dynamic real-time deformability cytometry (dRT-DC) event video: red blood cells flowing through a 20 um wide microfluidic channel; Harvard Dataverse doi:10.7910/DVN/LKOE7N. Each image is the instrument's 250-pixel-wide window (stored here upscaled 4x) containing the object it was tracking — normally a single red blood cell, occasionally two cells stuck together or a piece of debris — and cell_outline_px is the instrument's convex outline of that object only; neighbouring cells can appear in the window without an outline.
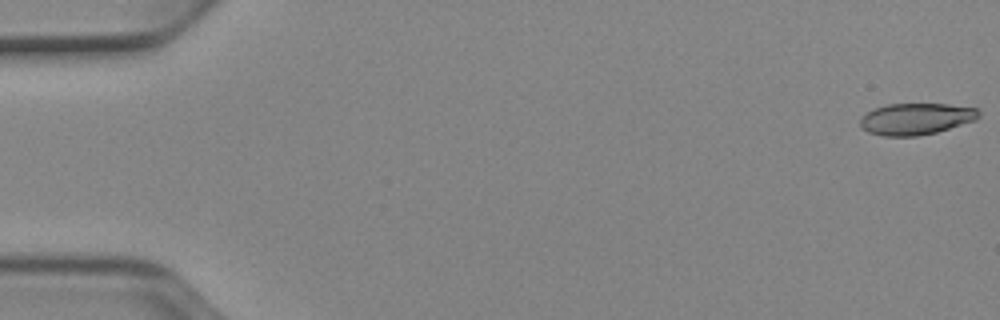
{"species": "Egyptian fruit bat (a non-hibernating species)", "species_latin": "Rousettus aegyptiacus", "temperature_condition": "cold", "stored_images_in_passage": 52, "camera_frame_rate_fps": 3000, "um_per_image_px": 0.085, "animal": {"sex": "female"}, "frame": {"image": 1, "passage_image": 1, "time_ms": 0.0, "image_size_px": [1000, 320], "cell_outline_px": [[980, 116], [976, 120], [936, 132], [916, 136], [884, 136], [868, 132], [860, 124], [860, 120], [872, 108], [888, 104], [948, 104], [976, 108], [980, 112]], "centroid_in_image_um": [77.88, 10.1], "position_along_channel_um": 7.1, "area_um2": 21.68}}
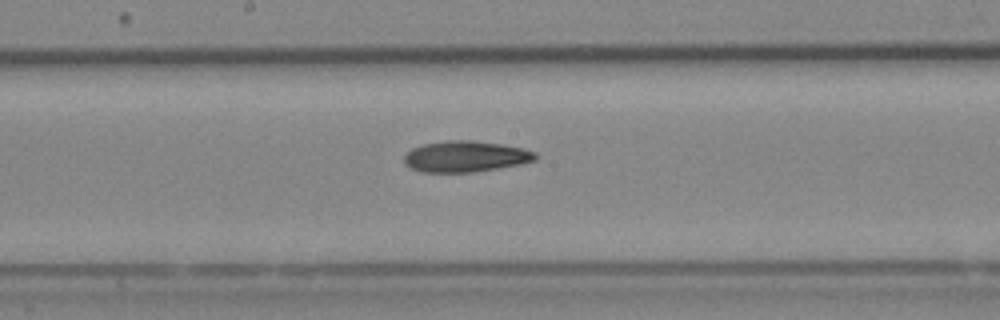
{"frame": {"image": 2, "passage_image": 28, "time_ms": 9.0, "image_size_px": [1000, 320], "cell_outline_px": [[540, 156], [536, 160], [520, 164], [472, 172], [420, 172], [404, 164], [404, 156], [412, 148], [424, 144], [448, 140], [472, 140], [504, 144], [524, 148], [536, 152]], "centroid_in_image_um": [39.6, 13.29], "position_along_channel_um": 208.6, "area_um2": 23.87}}
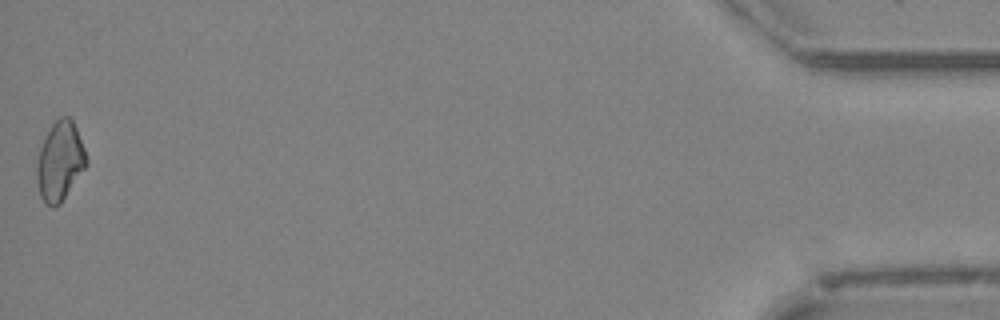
{"frame": {"image": 3, "passage_image": 52, "time_ms": 17.0, "image_size_px": [1000, 320], "cell_outline_px": [[88, 164], [60, 204], [52, 208], [44, 204], [40, 196], [36, 180], [36, 160], [40, 148], [52, 124], [60, 116], [68, 116], [72, 120], [76, 128], [84, 148], [88, 160]], "centroid_in_image_um": [5.08, 13.74], "position_along_channel_um": 430.1, "area_um2": 22.95}}